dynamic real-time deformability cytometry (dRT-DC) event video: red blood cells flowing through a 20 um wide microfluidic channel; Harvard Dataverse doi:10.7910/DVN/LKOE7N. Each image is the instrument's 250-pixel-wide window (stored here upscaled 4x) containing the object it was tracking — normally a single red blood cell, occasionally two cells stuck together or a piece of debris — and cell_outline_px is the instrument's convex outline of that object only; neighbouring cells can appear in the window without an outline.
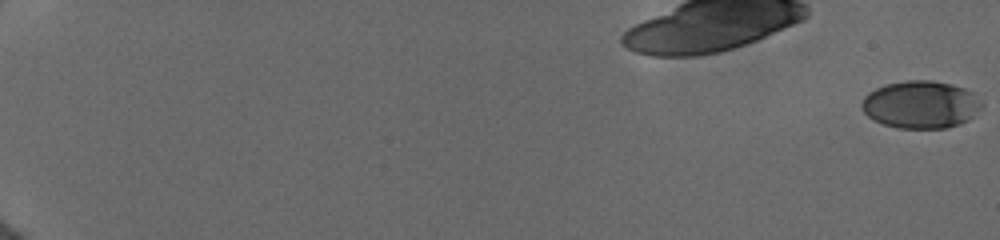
{"species": "human", "species_latin": "Homo sapiens", "temperature_condition": "cold", "stored_images_in_passage": 6, "camera_frame_rate_fps": 3000, "um_per_image_px": 0.085, "donor": {"sex": "female"}, "frame": {"image": 1, "passage_image": 1, "time_ms": 0.0, "image_size_px": [1000, 240], "cell_outline_px": [[984, 104], [968, 120], [960, 124], [948, 128], [896, 128], [884, 124], [868, 116], [864, 112], [860, 104], [864, 96], [868, 92], [876, 88], [888, 84], [908, 80], [932, 80], [952, 84], [964, 88], [972, 92]], "centroid_in_image_um": [78.26, 8.89], "position_along_channel_um": 6.7, "area_um2": 33.23}}